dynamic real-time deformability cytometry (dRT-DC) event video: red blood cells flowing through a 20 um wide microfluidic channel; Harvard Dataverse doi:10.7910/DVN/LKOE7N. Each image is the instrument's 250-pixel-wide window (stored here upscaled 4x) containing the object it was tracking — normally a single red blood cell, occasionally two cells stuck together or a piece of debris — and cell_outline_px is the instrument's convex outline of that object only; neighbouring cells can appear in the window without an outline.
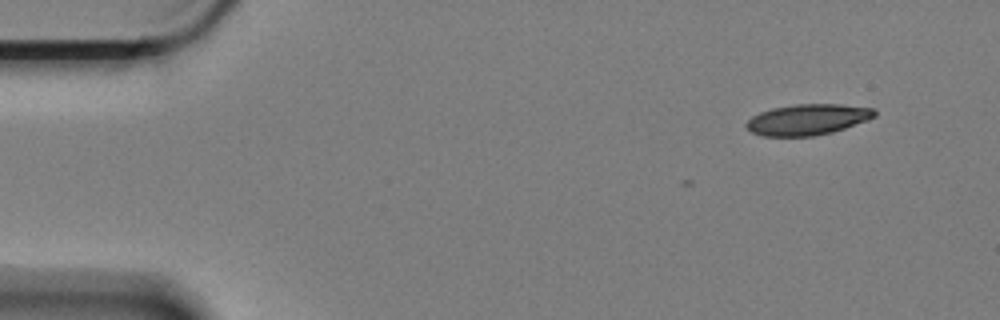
{"species": "Egyptian fruit bat (a non-hibernating species)", "species_latin": "Rousettus aegyptiacus", "temperature_condition": "cold", "stored_images_in_passage": 2, "camera_frame_rate_fps": 3000, "um_per_image_px": 0.085, "animal": {"sex": "female"}, "frame": {"image": 1, "passage_image": 2, "time_ms": 0.333, "image_size_px": [1000, 320], "cell_outline_px": [[876, 116], [868, 120], [832, 132], [812, 136], [764, 136], [752, 132], [744, 124], [752, 116], [760, 112], [772, 108], [796, 104], [840, 104], [872, 108], [876, 112]], "centroid_in_image_um": [68.64, 10.16], "position_along_channel_um": 16.4, "area_um2": 22.95}}